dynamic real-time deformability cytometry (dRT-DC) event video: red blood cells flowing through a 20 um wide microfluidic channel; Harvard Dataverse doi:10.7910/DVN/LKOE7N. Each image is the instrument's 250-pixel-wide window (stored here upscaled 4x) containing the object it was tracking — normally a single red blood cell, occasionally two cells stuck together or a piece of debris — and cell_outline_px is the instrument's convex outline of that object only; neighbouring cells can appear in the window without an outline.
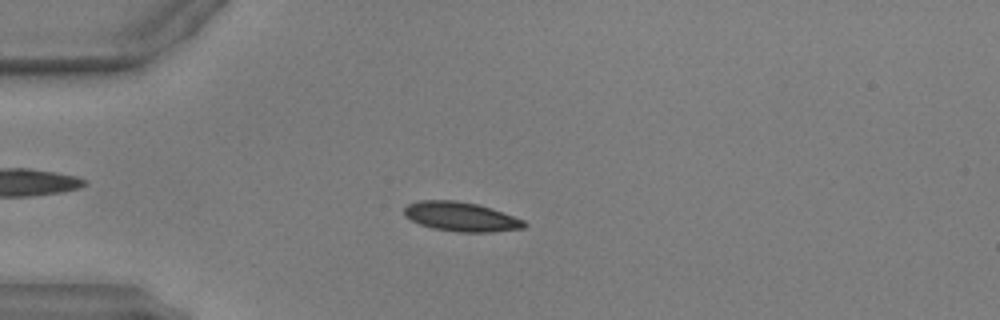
{"species": "common noctule bat (a hibernating species)", "species_latin": "Nyctalus noctula", "temperature_condition": "warm", "stored_images_in_passage": 45, "camera_frame_rate_fps": 3000, "um_per_image_px": 0.085, "animal": {"sex": "male", "body_mass_g": 17.9, "forearm_length_mm": 54.2}, "frame": {"image": 1, "passage_image": 7, "time_ms": 2.0, "image_size_px": [1000, 320], "cell_outline_px": [[528, 224], [524, 228], [492, 232], [456, 232], [432, 228], [420, 224], [404, 216], [404, 208], [408, 204], [420, 200], [456, 200], [476, 204], [492, 208], [524, 220]], "centroid_in_image_um": [39.19, 18.42], "position_along_channel_um": 45.8, "area_um2": 20.58}}
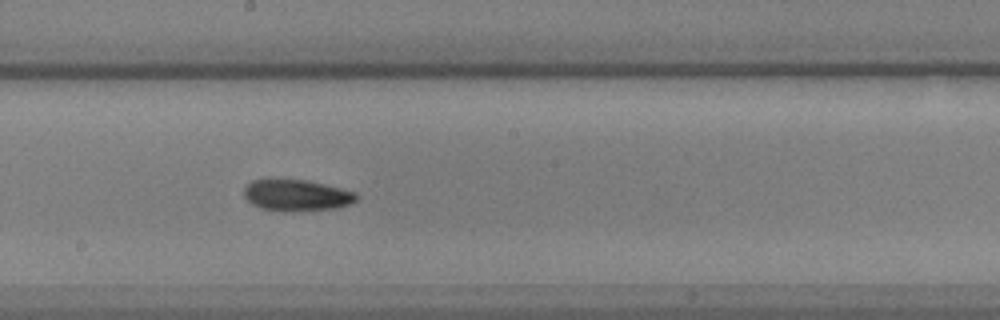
{"frame": {"image": 2, "passage_image": 22, "time_ms": 7.0, "image_size_px": [1000, 320], "cell_outline_px": [[360, 196], [356, 200], [348, 204], [336, 208], [284, 212], [280, 212], [260, 208], [252, 204], [244, 196], [244, 188], [252, 180], [308, 180], [356, 192]], "centroid_in_image_um": [25.21, 16.61], "position_along_channel_um": 223.0, "area_um2": 20.52}}
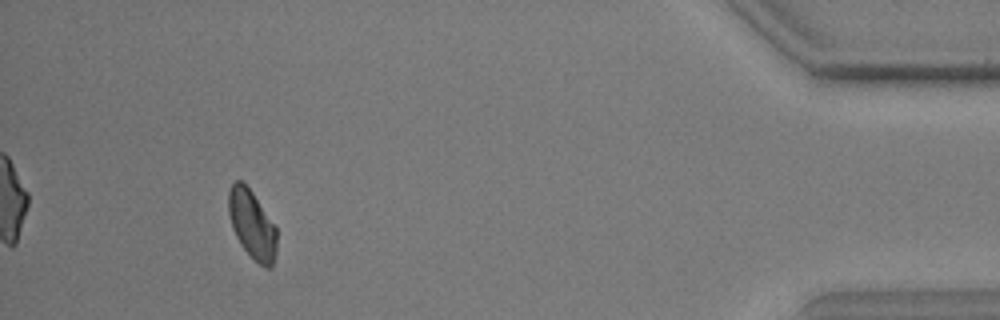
{"frame": {"image": 3, "passage_image": 41, "time_ms": 13.333, "image_size_px": [1000, 320], "cell_outline_px": [[276, 252], [272, 268], [264, 268], [240, 244], [232, 228], [228, 212], [228, 192], [232, 184], [236, 180], [240, 180], [252, 192], [276, 228]], "centroid_in_image_um": [21.41, 19.09], "position_along_channel_um": 413.8, "area_um2": 18.96}, "authors_computed_cell_mechanics": {"area_um2": 19.7676, "velocity_mm_per_s": 3.9451, "shape_relaxation_time_tau1_ms": 7.9649, "shape_relaxation_time_tau2_ms": null, "deformation_change_tau1": 0.1486, "deformation_change_tau2": null}}